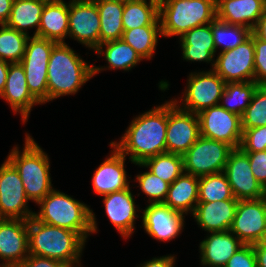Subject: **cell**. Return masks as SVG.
I'll use <instances>...</instances> for the list:
<instances>
[{"mask_svg": "<svg viewBox=\"0 0 266 267\" xmlns=\"http://www.w3.org/2000/svg\"><path fill=\"white\" fill-rule=\"evenodd\" d=\"M20 174L6 158L0 167V211L6 219L33 217Z\"/></svg>", "mask_w": 266, "mask_h": 267, "instance_id": "11", "label": "cell"}, {"mask_svg": "<svg viewBox=\"0 0 266 267\" xmlns=\"http://www.w3.org/2000/svg\"><path fill=\"white\" fill-rule=\"evenodd\" d=\"M242 129L266 126V88L258 85L251 102L241 116Z\"/></svg>", "mask_w": 266, "mask_h": 267, "instance_id": "38", "label": "cell"}, {"mask_svg": "<svg viewBox=\"0 0 266 267\" xmlns=\"http://www.w3.org/2000/svg\"><path fill=\"white\" fill-rule=\"evenodd\" d=\"M161 36V26H143L124 30L121 39L129 44L143 60H151Z\"/></svg>", "mask_w": 266, "mask_h": 267, "instance_id": "32", "label": "cell"}, {"mask_svg": "<svg viewBox=\"0 0 266 267\" xmlns=\"http://www.w3.org/2000/svg\"><path fill=\"white\" fill-rule=\"evenodd\" d=\"M167 101L135 117L119 142H110L133 164L166 153Z\"/></svg>", "mask_w": 266, "mask_h": 267, "instance_id": "1", "label": "cell"}, {"mask_svg": "<svg viewBox=\"0 0 266 267\" xmlns=\"http://www.w3.org/2000/svg\"><path fill=\"white\" fill-rule=\"evenodd\" d=\"M9 64V62L0 59V96L4 91V87L7 81Z\"/></svg>", "mask_w": 266, "mask_h": 267, "instance_id": "49", "label": "cell"}, {"mask_svg": "<svg viewBox=\"0 0 266 267\" xmlns=\"http://www.w3.org/2000/svg\"><path fill=\"white\" fill-rule=\"evenodd\" d=\"M39 212L33 217L41 223L77 232L86 242L88 236L98 232L95 213L87 204L57 189L37 203Z\"/></svg>", "mask_w": 266, "mask_h": 267, "instance_id": "2", "label": "cell"}, {"mask_svg": "<svg viewBox=\"0 0 266 267\" xmlns=\"http://www.w3.org/2000/svg\"><path fill=\"white\" fill-rule=\"evenodd\" d=\"M260 243L266 247V231L264 232V235L262 237V239L260 240Z\"/></svg>", "mask_w": 266, "mask_h": 267, "instance_id": "50", "label": "cell"}, {"mask_svg": "<svg viewBox=\"0 0 266 267\" xmlns=\"http://www.w3.org/2000/svg\"><path fill=\"white\" fill-rule=\"evenodd\" d=\"M55 44L56 42L48 39L29 37L20 61L25 70L28 89L41 105L48 102V64Z\"/></svg>", "mask_w": 266, "mask_h": 267, "instance_id": "7", "label": "cell"}, {"mask_svg": "<svg viewBox=\"0 0 266 267\" xmlns=\"http://www.w3.org/2000/svg\"><path fill=\"white\" fill-rule=\"evenodd\" d=\"M253 33L236 48L219 52L213 70L225 83L254 81Z\"/></svg>", "mask_w": 266, "mask_h": 267, "instance_id": "14", "label": "cell"}, {"mask_svg": "<svg viewBox=\"0 0 266 267\" xmlns=\"http://www.w3.org/2000/svg\"><path fill=\"white\" fill-rule=\"evenodd\" d=\"M200 135L222 141L239 148L242 140L241 117L220 105L212 106L198 114Z\"/></svg>", "mask_w": 266, "mask_h": 267, "instance_id": "12", "label": "cell"}, {"mask_svg": "<svg viewBox=\"0 0 266 267\" xmlns=\"http://www.w3.org/2000/svg\"><path fill=\"white\" fill-rule=\"evenodd\" d=\"M211 30L216 52L219 47H221L220 52L236 48L246 41L252 33V30L247 27L230 25L217 18L211 23Z\"/></svg>", "mask_w": 266, "mask_h": 267, "instance_id": "35", "label": "cell"}, {"mask_svg": "<svg viewBox=\"0 0 266 267\" xmlns=\"http://www.w3.org/2000/svg\"><path fill=\"white\" fill-rule=\"evenodd\" d=\"M253 249L257 259V267H266V247L259 242L253 244Z\"/></svg>", "mask_w": 266, "mask_h": 267, "instance_id": "48", "label": "cell"}, {"mask_svg": "<svg viewBox=\"0 0 266 267\" xmlns=\"http://www.w3.org/2000/svg\"><path fill=\"white\" fill-rule=\"evenodd\" d=\"M0 59L9 63H20L29 35L0 25Z\"/></svg>", "mask_w": 266, "mask_h": 267, "instance_id": "37", "label": "cell"}, {"mask_svg": "<svg viewBox=\"0 0 266 267\" xmlns=\"http://www.w3.org/2000/svg\"><path fill=\"white\" fill-rule=\"evenodd\" d=\"M6 218L2 215L1 211H0V223H2Z\"/></svg>", "mask_w": 266, "mask_h": 267, "instance_id": "52", "label": "cell"}, {"mask_svg": "<svg viewBox=\"0 0 266 267\" xmlns=\"http://www.w3.org/2000/svg\"><path fill=\"white\" fill-rule=\"evenodd\" d=\"M60 261L29 255L17 267H65Z\"/></svg>", "mask_w": 266, "mask_h": 267, "instance_id": "44", "label": "cell"}, {"mask_svg": "<svg viewBox=\"0 0 266 267\" xmlns=\"http://www.w3.org/2000/svg\"><path fill=\"white\" fill-rule=\"evenodd\" d=\"M94 52L100 56L102 55L108 66H93V76L104 70L120 69L129 72L140 61H143L137 52L122 39L102 43Z\"/></svg>", "mask_w": 266, "mask_h": 267, "instance_id": "28", "label": "cell"}, {"mask_svg": "<svg viewBox=\"0 0 266 267\" xmlns=\"http://www.w3.org/2000/svg\"><path fill=\"white\" fill-rule=\"evenodd\" d=\"M114 1H121V2H128V1H131V0H114Z\"/></svg>", "mask_w": 266, "mask_h": 267, "instance_id": "53", "label": "cell"}, {"mask_svg": "<svg viewBox=\"0 0 266 267\" xmlns=\"http://www.w3.org/2000/svg\"><path fill=\"white\" fill-rule=\"evenodd\" d=\"M29 255L50 258L65 265L80 263L86 241L65 228L28 219Z\"/></svg>", "mask_w": 266, "mask_h": 267, "instance_id": "3", "label": "cell"}, {"mask_svg": "<svg viewBox=\"0 0 266 267\" xmlns=\"http://www.w3.org/2000/svg\"><path fill=\"white\" fill-rule=\"evenodd\" d=\"M13 0H0V25L5 24L10 16Z\"/></svg>", "mask_w": 266, "mask_h": 267, "instance_id": "47", "label": "cell"}, {"mask_svg": "<svg viewBox=\"0 0 266 267\" xmlns=\"http://www.w3.org/2000/svg\"><path fill=\"white\" fill-rule=\"evenodd\" d=\"M236 199L226 175L221 172L199 177L198 202H214Z\"/></svg>", "mask_w": 266, "mask_h": 267, "instance_id": "36", "label": "cell"}, {"mask_svg": "<svg viewBox=\"0 0 266 267\" xmlns=\"http://www.w3.org/2000/svg\"><path fill=\"white\" fill-rule=\"evenodd\" d=\"M47 1H63V0H47Z\"/></svg>", "mask_w": 266, "mask_h": 267, "instance_id": "54", "label": "cell"}, {"mask_svg": "<svg viewBox=\"0 0 266 267\" xmlns=\"http://www.w3.org/2000/svg\"><path fill=\"white\" fill-rule=\"evenodd\" d=\"M144 231L157 241H171L184 229L185 214L171 209L164 203H150L142 212Z\"/></svg>", "mask_w": 266, "mask_h": 267, "instance_id": "17", "label": "cell"}, {"mask_svg": "<svg viewBox=\"0 0 266 267\" xmlns=\"http://www.w3.org/2000/svg\"><path fill=\"white\" fill-rule=\"evenodd\" d=\"M103 204L106 215L117 232L125 239L130 238L135 230V221L139 218L137 212L141 211L135 205L130 187L103 195Z\"/></svg>", "mask_w": 266, "mask_h": 267, "instance_id": "20", "label": "cell"}, {"mask_svg": "<svg viewBox=\"0 0 266 267\" xmlns=\"http://www.w3.org/2000/svg\"><path fill=\"white\" fill-rule=\"evenodd\" d=\"M237 204V199L198 202L192 216L207 233L230 231Z\"/></svg>", "mask_w": 266, "mask_h": 267, "instance_id": "22", "label": "cell"}, {"mask_svg": "<svg viewBox=\"0 0 266 267\" xmlns=\"http://www.w3.org/2000/svg\"><path fill=\"white\" fill-rule=\"evenodd\" d=\"M113 149L110 155L96 168L92 176L93 191L96 195H106L129 188L130 180L125 170L124 156L114 145L109 144Z\"/></svg>", "mask_w": 266, "mask_h": 267, "instance_id": "19", "label": "cell"}, {"mask_svg": "<svg viewBox=\"0 0 266 267\" xmlns=\"http://www.w3.org/2000/svg\"><path fill=\"white\" fill-rule=\"evenodd\" d=\"M225 81L212 69L191 72L180 101H173L183 110L198 114L200 111L219 105ZM181 102V104H180ZM179 103V104H178Z\"/></svg>", "mask_w": 266, "mask_h": 267, "instance_id": "8", "label": "cell"}, {"mask_svg": "<svg viewBox=\"0 0 266 267\" xmlns=\"http://www.w3.org/2000/svg\"><path fill=\"white\" fill-rule=\"evenodd\" d=\"M0 97L9 103L14 114L20 113L23 123L28 121L34 105L41 104L28 89L21 63L9 64L7 81Z\"/></svg>", "mask_w": 266, "mask_h": 267, "instance_id": "21", "label": "cell"}, {"mask_svg": "<svg viewBox=\"0 0 266 267\" xmlns=\"http://www.w3.org/2000/svg\"><path fill=\"white\" fill-rule=\"evenodd\" d=\"M199 244L200 262L203 267H224L243 243L231 232H211Z\"/></svg>", "mask_w": 266, "mask_h": 267, "instance_id": "24", "label": "cell"}, {"mask_svg": "<svg viewBox=\"0 0 266 267\" xmlns=\"http://www.w3.org/2000/svg\"><path fill=\"white\" fill-rule=\"evenodd\" d=\"M240 148L244 152L266 151V126L242 129Z\"/></svg>", "mask_w": 266, "mask_h": 267, "instance_id": "40", "label": "cell"}, {"mask_svg": "<svg viewBox=\"0 0 266 267\" xmlns=\"http://www.w3.org/2000/svg\"><path fill=\"white\" fill-rule=\"evenodd\" d=\"M23 151L15 145L7 156L20 174L27 198L36 204L54 188L50 177V159L43 149L26 133Z\"/></svg>", "mask_w": 266, "mask_h": 267, "instance_id": "5", "label": "cell"}, {"mask_svg": "<svg viewBox=\"0 0 266 267\" xmlns=\"http://www.w3.org/2000/svg\"><path fill=\"white\" fill-rule=\"evenodd\" d=\"M233 149L225 142L200 135L183 155L184 172L196 177L221 173Z\"/></svg>", "mask_w": 266, "mask_h": 267, "instance_id": "9", "label": "cell"}, {"mask_svg": "<svg viewBox=\"0 0 266 267\" xmlns=\"http://www.w3.org/2000/svg\"><path fill=\"white\" fill-rule=\"evenodd\" d=\"M100 18V44L122 38L124 27L122 14L124 2L114 0H94Z\"/></svg>", "mask_w": 266, "mask_h": 267, "instance_id": "31", "label": "cell"}, {"mask_svg": "<svg viewBox=\"0 0 266 267\" xmlns=\"http://www.w3.org/2000/svg\"><path fill=\"white\" fill-rule=\"evenodd\" d=\"M69 2L47 1L43 8L36 37L65 43L69 30Z\"/></svg>", "mask_w": 266, "mask_h": 267, "instance_id": "26", "label": "cell"}, {"mask_svg": "<svg viewBox=\"0 0 266 267\" xmlns=\"http://www.w3.org/2000/svg\"><path fill=\"white\" fill-rule=\"evenodd\" d=\"M93 66L85 62L67 43H56L48 64V102L78 93L93 78Z\"/></svg>", "mask_w": 266, "mask_h": 267, "instance_id": "4", "label": "cell"}, {"mask_svg": "<svg viewBox=\"0 0 266 267\" xmlns=\"http://www.w3.org/2000/svg\"><path fill=\"white\" fill-rule=\"evenodd\" d=\"M47 0H13L11 13L5 25L29 35L28 29L35 28L38 34L40 17Z\"/></svg>", "mask_w": 266, "mask_h": 267, "instance_id": "29", "label": "cell"}, {"mask_svg": "<svg viewBox=\"0 0 266 267\" xmlns=\"http://www.w3.org/2000/svg\"><path fill=\"white\" fill-rule=\"evenodd\" d=\"M198 185L199 177L183 172L170 184L163 203L175 211L192 215L198 203Z\"/></svg>", "mask_w": 266, "mask_h": 267, "instance_id": "27", "label": "cell"}, {"mask_svg": "<svg viewBox=\"0 0 266 267\" xmlns=\"http://www.w3.org/2000/svg\"><path fill=\"white\" fill-rule=\"evenodd\" d=\"M138 182L149 203H163L167 197L170 184L155 176L149 170L136 175L134 182Z\"/></svg>", "mask_w": 266, "mask_h": 267, "instance_id": "39", "label": "cell"}, {"mask_svg": "<svg viewBox=\"0 0 266 267\" xmlns=\"http://www.w3.org/2000/svg\"><path fill=\"white\" fill-rule=\"evenodd\" d=\"M135 165L149 168L150 172L169 184L184 172L183 156L167 152Z\"/></svg>", "mask_w": 266, "mask_h": 267, "instance_id": "34", "label": "cell"}, {"mask_svg": "<svg viewBox=\"0 0 266 267\" xmlns=\"http://www.w3.org/2000/svg\"><path fill=\"white\" fill-rule=\"evenodd\" d=\"M230 231L243 244L259 243L266 231V196L238 200Z\"/></svg>", "mask_w": 266, "mask_h": 267, "instance_id": "15", "label": "cell"}, {"mask_svg": "<svg viewBox=\"0 0 266 267\" xmlns=\"http://www.w3.org/2000/svg\"><path fill=\"white\" fill-rule=\"evenodd\" d=\"M122 23L124 30L143 26H161L159 0H131L125 2Z\"/></svg>", "mask_w": 266, "mask_h": 267, "instance_id": "30", "label": "cell"}, {"mask_svg": "<svg viewBox=\"0 0 266 267\" xmlns=\"http://www.w3.org/2000/svg\"><path fill=\"white\" fill-rule=\"evenodd\" d=\"M223 173L237 200L259 199L266 196V190L253 175L247 153L240 147L231 151Z\"/></svg>", "mask_w": 266, "mask_h": 267, "instance_id": "16", "label": "cell"}, {"mask_svg": "<svg viewBox=\"0 0 266 267\" xmlns=\"http://www.w3.org/2000/svg\"><path fill=\"white\" fill-rule=\"evenodd\" d=\"M224 267H257L253 245L243 244L239 247Z\"/></svg>", "mask_w": 266, "mask_h": 267, "instance_id": "42", "label": "cell"}, {"mask_svg": "<svg viewBox=\"0 0 266 267\" xmlns=\"http://www.w3.org/2000/svg\"><path fill=\"white\" fill-rule=\"evenodd\" d=\"M252 33L258 38L266 42V8L258 19L257 24L252 30Z\"/></svg>", "mask_w": 266, "mask_h": 267, "instance_id": "46", "label": "cell"}, {"mask_svg": "<svg viewBox=\"0 0 266 267\" xmlns=\"http://www.w3.org/2000/svg\"><path fill=\"white\" fill-rule=\"evenodd\" d=\"M199 136L198 115L167 101L166 152L183 156Z\"/></svg>", "mask_w": 266, "mask_h": 267, "instance_id": "10", "label": "cell"}, {"mask_svg": "<svg viewBox=\"0 0 266 267\" xmlns=\"http://www.w3.org/2000/svg\"><path fill=\"white\" fill-rule=\"evenodd\" d=\"M257 86L255 81L226 83L219 105L241 117L249 106Z\"/></svg>", "mask_w": 266, "mask_h": 267, "instance_id": "33", "label": "cell"}, {"mask_svg": "<svg viewBox=\"0 0 266 267\" xmlns=\"http://www.w3.org/2000/svg\"><path fill=\"white\" fill-rule=\"evenodd\" d=\"M216 19V0H159L162 37L179 36Z\"/></svg>", "mask_w": 266, "mask_h": 267, "instance_id": "6", "label": "cell"}, {"mask_svg": "<svg viewBox=\"0 0 266 267\" xmlns=\"http://www.w3.org/2000/svg\"><path fill=\"white\" fill-rule=\"evenodd\" d=\"M183 60L211 63L215 65L216 47L211 23L192 28L179 37Z\"/></svg>", "mask_w": 266, "mask_h": 267, "instance_id": "25", "label": "cell"}, {"mask_svg": "<svg viewBox=\"0 0 266 267\" xmlns=\"http://www.w3.org/2000/svg\"><path fill=\"white\" fill-rule=\"evenodd\" d=\"M28 256V220L5 219L0 223V267H17Z\"/></svg>", "mask_w": 266, "mask_h": 267, "instance_id": "18", "label": "cell"}, {"mask_svg": "<svg viewBox=\"0 0 266 267\" xmlns=\"http://www.w3.org/2000/svg\"><path fill=\"white\" fill-rule=\"evenodd\" d=\"M254 45V81L258 85L266 84V42L253 34Z\"/></svg>", "mask_w": 266, "mask_h": 267, "instance_id": "41", "label": "cell"}, {"mask_svg": "<svg viewBox=\"0 0 266 267\" xmlns=\"http://www.w3.org/2000/svg\"><path fill=\"white\" fill-rule=\"evenodd\" d=\"M68 37L93 51L100 45V18L94 0L69 1Z\"/></svg>", "mask_w": 266, "mask_h": 267, "instance_id": "13", "label": "cell"}, {"mask_svg": "<svg viewBox=\"0 0 266 267\" xmlns=\"http://www.w3.org/2000/svg\"><path fill=\"white\" fill-rule=\"evenodd\" d=\"M266 8V0H216V18L251 30Z\"/></svg>", "mask_w": 266, "mask_h": 267, "instance_id": "23", "label": "cell"}, {"mask_svg": "<svg viewBox=\"0 0 266 267\" xmlns=\"http://www.w3.org/2000/svg\"><path fill=\"white\" fill-rule=\"evenodd\" d=\"M177 257L174 255H164L160 257H153L151 260L144 262L139 267H174Z\"/></svg>", "mask_w": 266, "mask_h": 267, "instance_id": "45", "label": "cell"}, {"mask_svg": "<svg viewBox=\"0 0 266 267\" xmlns=\"http://www.w3.org/2000/svg\"><path fill=\"white\" fill-rule=\"evenodd\" d=\"M256 180L266 190V151L245 152Z\"/></svg>", "mask_w": 266, "mask_h": 267, "instance_id": "43", "label": "cell"}, {"mask_svg": "<svg viewBox=\"0 0 266 267\" xmlns=\"http://www.w3.org/2000/svg\"><path fill=\"white\" fill-rule=\"evenodd\" d=\"M65 267H81V262L73 265H66Z\"/></svg>", "mask_w": 266, "mask_h": 267, "instance_id": "51", "label": "cell"}]
</instances>
